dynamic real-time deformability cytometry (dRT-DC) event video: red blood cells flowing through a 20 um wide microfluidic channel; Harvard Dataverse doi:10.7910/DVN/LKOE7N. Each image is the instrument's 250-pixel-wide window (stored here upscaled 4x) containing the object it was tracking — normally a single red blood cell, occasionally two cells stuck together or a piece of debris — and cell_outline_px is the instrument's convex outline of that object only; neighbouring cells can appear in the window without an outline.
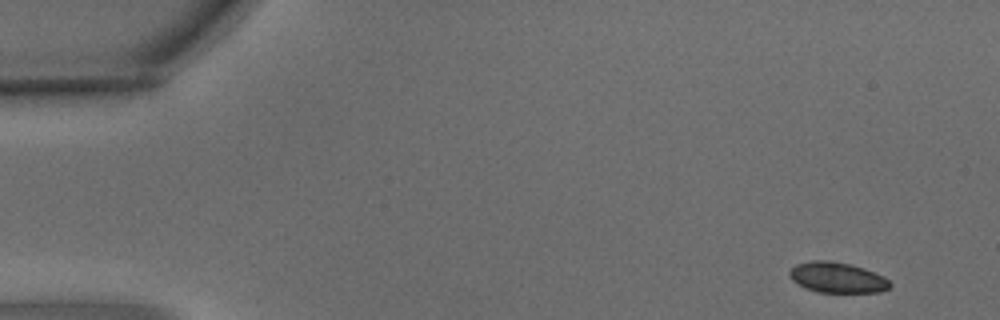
{"species": "common noctule bat (a hibernating species)", "species_latin": "Nyctalus noctula", "temperature_condition": "warm", "stored_images_in_passage": 5, "camera_frame_rate_fps": 3000, "um_per_image_px": 0.085, "animal": {"sex": "male", "body_mass_g": 15.6}, "frame": {"image": 1, "passage_image": 1, "time_ms": 0.0, "image_size_px": [1000, 320], "cell_outline_px": [[892, 284], [888, 288], [880, 292], [816, 292], [804, 288], [796, 284], [788, 276], [788, 272], [796, 264], [812, 260], [828, 260], [852, 264], [864, 268], [884, 276]], "centroid_in_image_um": [71.13, 23.58], "position_along_channel_um": 13.9, "area_um2": 18.09}}
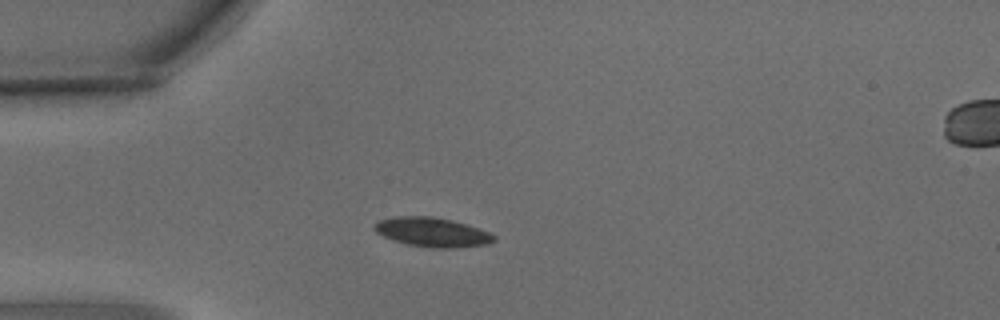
{"frame": {"image": 2, "passage_image": 4, "time_ms": 1.0, "image_size_px": [1000, 320], "cell_outline_px": [[496, 240], [488, 244], [456, 248], [432, 248], [408, 244], [384, 236], [376, 232], [372, 228], [372, 224], [376, 220], [396, 216], [432, 216], [452, 220], [468, 224], [488, 232], [496, 236]], "centroid_in_image_um": [36.73, 19.72], "position_along_channel_um": 48.3, "area_um2": 20.58}}